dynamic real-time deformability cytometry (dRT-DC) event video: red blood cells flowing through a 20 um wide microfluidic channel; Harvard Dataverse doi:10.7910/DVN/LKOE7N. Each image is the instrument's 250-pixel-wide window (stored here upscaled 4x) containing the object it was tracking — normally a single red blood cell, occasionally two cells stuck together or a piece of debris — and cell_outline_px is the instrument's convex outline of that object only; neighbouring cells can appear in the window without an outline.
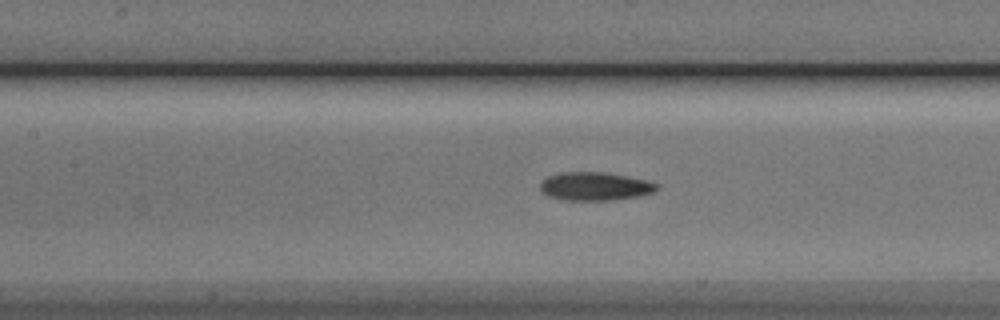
{"species": "Egyptian fruit bat (a non-hibernating species)", "species_latin": "Rousettus aegyptiacus", "temperature_condition": "cold", "stored_images_in_passage": 43, "camera_frame_rate_fps": 3000, "um_per_image_px": 0.085, "animal": {"sex": "male"}, "frame": {"image": 1, "passage_image": 16, "time_ms": 5.0, "image_size_px": [1000, 320], "cell_outline_px": [[656, 188], [652, 192], [636, 196], [612, 200], [564, 200], [548, 196], [540, 192], [540, 180], [548, 176], [560, 172], [604, 172], [644, 180], [656, 184]], "centroid_in_image_um": [50.44, 15.83], "position_along_channel_um": 157.0, "area_um2": 19.02}}
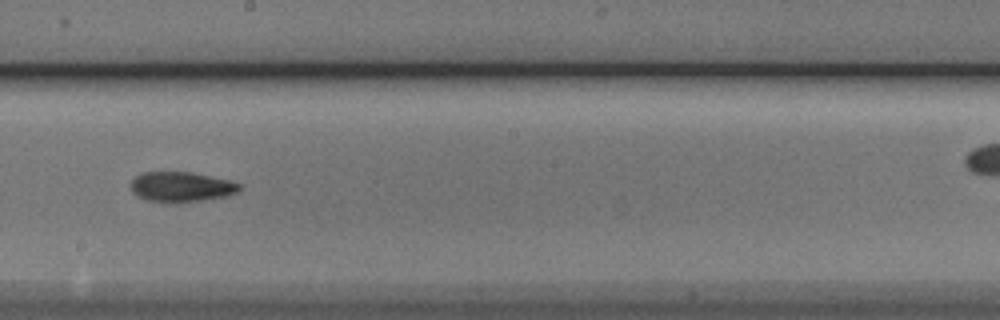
{"frame": {"image": 2, "passage_image": 22, "time_ms": 7.0, "image_size_px": [1000, 320], "cell_outline_px": [[240, 188], [236, 192], [228, 196], [176, 204], [168, 204], [148, 200], [132, 192], [132, 180], [136, 176], [144, 172], [192, 172], [228, 180], [240, 184]], "centroid_in_image_um": [15.41, 15.9], "position_along_channel_um": 232.8, "area_um2": 19.07}}
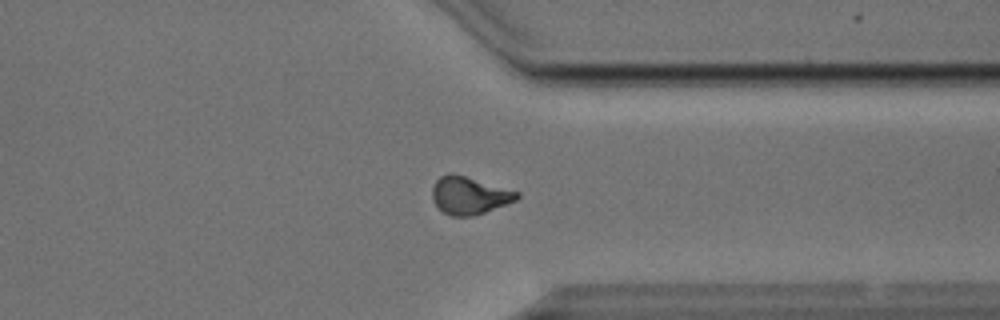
{"frame": {"image": 3, "passage_image": 33, "time_ms": 10.667, "image_size_px": [1000, 320], "cell_outline_px": [[520, 196], [516, 200], [484, 212], [472, 216], [452, 216], [444, 212], [432, 200], [432, 188], [436, 180], [440, 176], [464, 176], [520, 192]], "centroid_in_image_um": [39.9, 16.64], "position_along_channel_um": 371.5, "area_um2": 17.92}, "authors_computed_cell_mechanics": {"area_um2": 18.496, "velocity_mm_per_s": 3.816, "shape_relaxation_time_tau1_ms": 3.6289, "shape_relaxation_time_tau2_ms": 3.4486, "deformation_change_tau1": 0.1374, "deformation_change_tau2": 0.091}}